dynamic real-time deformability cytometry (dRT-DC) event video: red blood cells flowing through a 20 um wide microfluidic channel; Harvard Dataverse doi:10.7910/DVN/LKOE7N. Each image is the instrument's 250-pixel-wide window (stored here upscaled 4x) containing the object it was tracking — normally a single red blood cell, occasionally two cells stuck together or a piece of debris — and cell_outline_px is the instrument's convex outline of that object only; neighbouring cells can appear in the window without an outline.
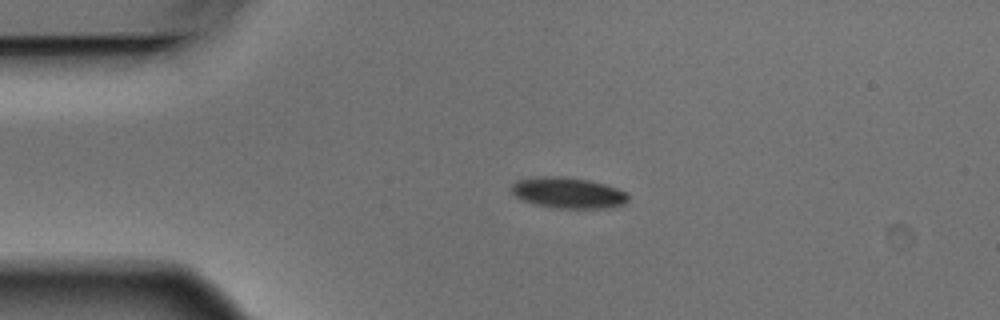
{"species": "Egyptian fruit bat (a non-hibernating species)", "species_latin": "Rousettus aegyptiacus", "temperature_condition": "warm", "stored_images_in_passage": 3, "camera_frame_rate_fps": 3000, "um_per_image_px": 0.085, "animal": {"sex": "male"}, "frame": {"image": 1, "passage_image": 2, "time_ms": 0.333, "image_size_px": [1000, 320], "cell_outline_px": [[628, 200], [624, 204], [604, 208], [552, 208], [532, 204], [516, 196], [512, 192], [512, 184], [516, 180], [536, 176], [564, 176], [588, 180], [604, 184], [616, 188], [624, 192], [628, 196]], "centroid_in_image_um": [48.24, 16.38], "position_along_channel_um": 36.8, "area_um2": 21.04}}